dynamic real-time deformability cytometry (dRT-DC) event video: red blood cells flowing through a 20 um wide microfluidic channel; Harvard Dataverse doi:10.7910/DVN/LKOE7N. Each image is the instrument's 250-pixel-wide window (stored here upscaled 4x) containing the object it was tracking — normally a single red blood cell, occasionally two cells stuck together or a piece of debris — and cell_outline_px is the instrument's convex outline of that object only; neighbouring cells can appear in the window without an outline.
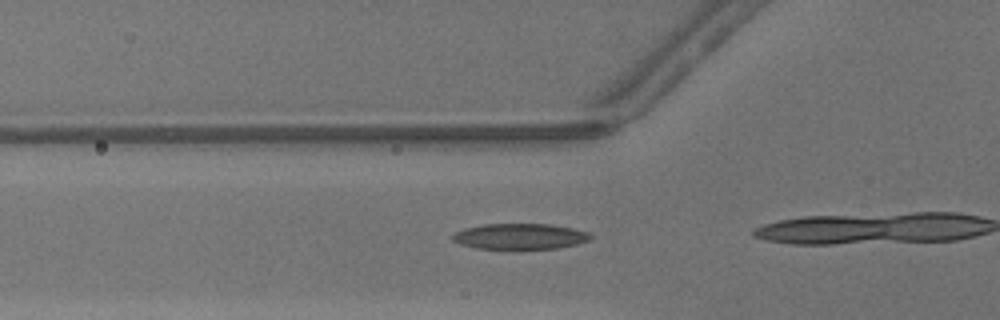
{"species": "common noctule bat (a hibernating species)", "species_latin": "Nyctalus noctula", "temperature_condition": "warm", "stored_images_in_passage": 16, "camera_frame_rate_fps": 3000, "um_per_image_px": 0.085, "animal": {"sex": "male", "body_mass_g": 13.3}, "frame": {"image": 1, "passage_image": 14, "time_ms": 4.333, "image_size_px": [1000, 320], "cell_outline_px": [[592, 240], [576, 244], [556, 248], [476, 248], [460, 244], [452, 240], [452, 236], [456, 232], [464, 228], [484, 224], [548, 224], [572, 228], [588, 232], [592, 236]], "centroid_in_image_um": [44.2, 20.08], "position_along_channel_um": 81.6, "area_um2": 20.46}}